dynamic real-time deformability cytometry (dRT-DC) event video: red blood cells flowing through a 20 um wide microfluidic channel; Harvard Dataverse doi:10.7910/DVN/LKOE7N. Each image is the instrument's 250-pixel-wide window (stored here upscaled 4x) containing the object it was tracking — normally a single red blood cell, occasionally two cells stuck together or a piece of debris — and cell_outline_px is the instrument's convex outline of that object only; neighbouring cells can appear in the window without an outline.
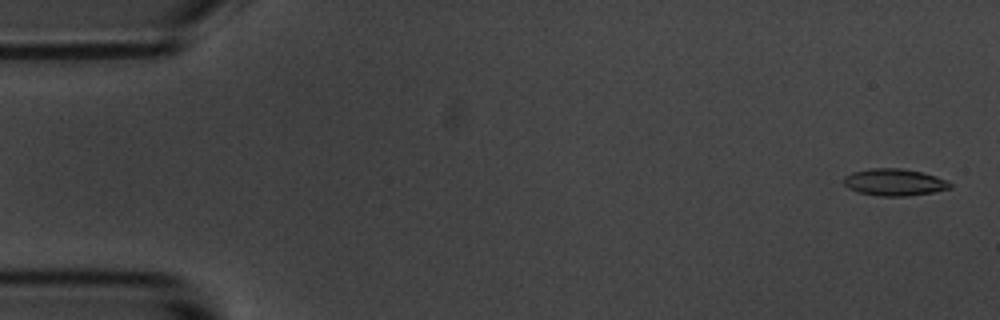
{"species": "common noctule bat (a hibernating species)", "species_latin": "Nyctalus noctula", "temperature_condition": "room temperature", "stored_images_in_passage": 5, "camera_frame_rate_fps": 3000, "um_per_image_px": 0.085, "animal": {"sex": "male", "body_mass_g": 20.1, "forearm_length_mm": 53.5}, "frame": {"image": 1, "passage_image": 1, "time_ms": 0.0, "image_size_px": [1000, 320], "cell_outline_px": [[952, 188], [932, 192], [904, 196], [880, 196], [856, 192], [848, 188], [844, 184], [844, 176], [852, 172], [868, 168], [900, 168], [920, 172], [936, 176], [952, 184]], "centroid_in_image_um": [75.97, 15.49], "position_along_channel_um": 9.0, "area_um2": 16.65}}
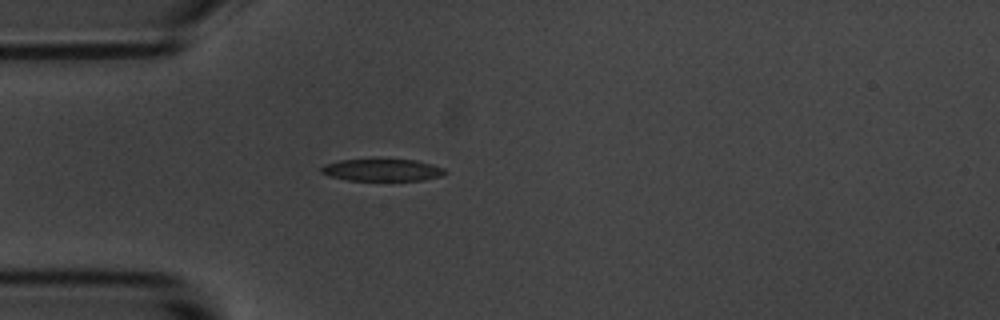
{"frame": {"image": 2, "passage_image": 5, "time_ms": 4.667, "image_size_px": [1000, 320], "cell_outline_px": [[448, 172], [440, 176], [424, 180], [348, 180], [328, 176], [320, 172], [320, 168], [324, 164], [340, 160], [416, 160], [432, 164], [444, 168]], "centroid_in_image_um": [32.48, 14.45], "position_along_channel_um": 52.5, "area_um2": 15.84}}